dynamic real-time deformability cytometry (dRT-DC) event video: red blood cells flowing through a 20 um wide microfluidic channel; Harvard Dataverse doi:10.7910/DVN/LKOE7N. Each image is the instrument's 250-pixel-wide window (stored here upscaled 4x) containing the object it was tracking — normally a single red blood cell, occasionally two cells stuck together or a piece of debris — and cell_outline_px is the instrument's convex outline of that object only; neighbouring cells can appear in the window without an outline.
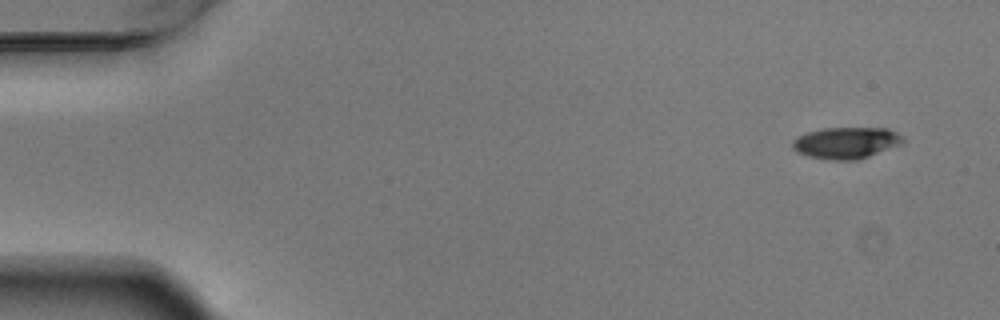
{"species": "Egyptian fruit bat (a non-hibernating species)", "species_latin": "Rousettus aegyptiacus", "temperature_condition": "warm", "stored_images_in_passage": 5, "camera_frame_rate_fps": 3000, "um_per_image_px": 0.085, "animal": {"sex": "male"}, "frame": {"image": 1, "passage_image": 1, "time_ms": 0.0, "image_size_px": [1000, 320], "cell_outline_px": [[904, 140], [900, 144], [868, 156], [856, 160], [832, 160], [808, 156], [792, 148], [792, 140], [796, 136], [808, 132], [824, 128], [888, 128], [896, 132]], "centroid_in_image_um": [71.88, 12.13], "position_along_channel_um": 13.1, "area_um2": 20.0}}